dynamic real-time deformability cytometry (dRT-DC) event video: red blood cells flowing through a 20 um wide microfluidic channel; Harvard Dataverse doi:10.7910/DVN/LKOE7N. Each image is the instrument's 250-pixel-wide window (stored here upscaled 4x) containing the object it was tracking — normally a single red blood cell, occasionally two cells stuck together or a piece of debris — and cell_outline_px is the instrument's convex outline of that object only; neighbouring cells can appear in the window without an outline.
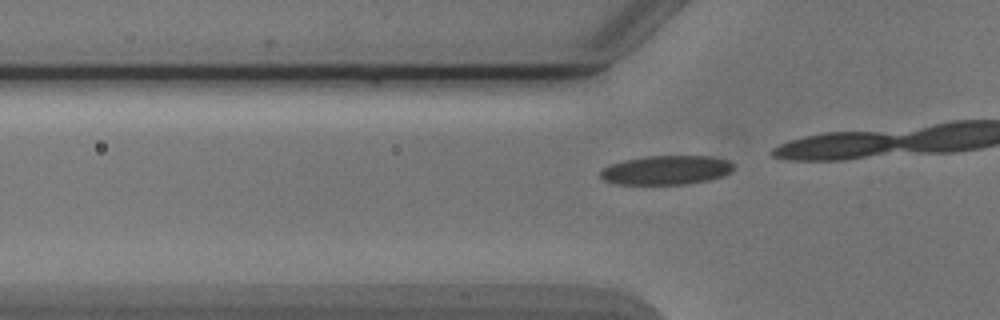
{"species": "Egyptian fruit bat (a non-hibernating species)", "species_latin": "Rousettus aegyptiacus", "temperature_condition": "cold", "stored_images_in_passage": 2, "camera_frame_rate_fps": 3000, "um_per_image_px": 0.085, "animal": {"sex": "male"}, "frame": {"image": 1, "passage_image": 2, "time_ms": 1.0, "image_size_px": [1000, 320], "cell_outline_px": [[732, 168], [728, 172], [720, 176], [708, 180], [684, 184], [616, 184], [604, 180], [600, 176], [600, 172], [604, 168], [612, 164], [628, 160], [648, 156], [712, 156], [728, 160], [732, 164]], "centroid_in_image_um": [56.62, 14.46], "position_along_channel_um": 69.2, "area_um2": 22.14}}